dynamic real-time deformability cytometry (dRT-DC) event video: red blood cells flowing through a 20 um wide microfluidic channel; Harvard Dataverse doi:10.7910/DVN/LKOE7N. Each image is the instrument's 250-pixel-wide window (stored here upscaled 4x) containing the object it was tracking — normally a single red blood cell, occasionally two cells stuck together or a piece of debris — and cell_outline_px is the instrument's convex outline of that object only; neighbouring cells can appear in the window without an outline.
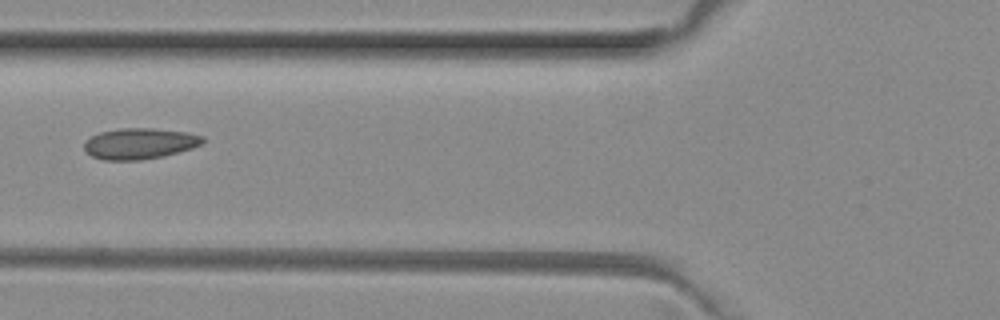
{"species": "common noctule bat (a hibernating species)", "species_latin": "Nyctalus noctula", "temperature_condition": "room temperature", "stored_images_in_passage": 7, "camera_frame_rate_fps": 3000, "um_per_image_px": 0.085, "animal": {"sex": "female", "body_mass_g": 29.2, "forearm_length_mm": 56.3}, "frame": {"image": 1, "passage_image": 6, "time_ms": 1.667, "image_size_px": [1000, 320], "cell_outline_px": [[204, 144], [192, 148], [164, 156], [140, 160], [104, 160], [92, 156], [84, 148], [84, 140], [100, 132], [120, 128], [152, 128], [188, 132], [204, 136]], "centroid_in_image_um": [11.89, 12.2], "position_along_channel_um": 113.9, "area_um2": 21.5}}
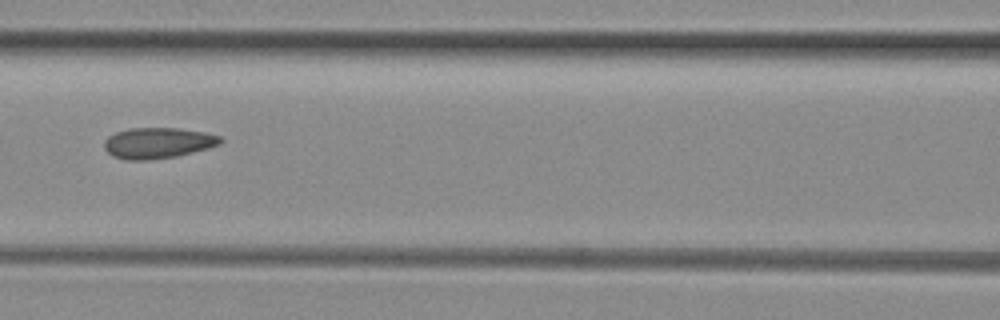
{"frame": {"image": 2, "passage_image": 7, "time_ms": 2.0, "image_size_px": [1000, 320], "cell_outline_px": [[224, 140], [220, 144], [208, 148], [176, 156], [148, 160], [124, 160], [112, 156], [104, 148], [104, 140], [108, 136], [116, 132], [128, 128], [176, 128], [204, 132], [220, 136]], "centroid_in_image_um": [13.39, 12.15], "position_along_channel_um": 153.2, "area_um2": 20.92}}